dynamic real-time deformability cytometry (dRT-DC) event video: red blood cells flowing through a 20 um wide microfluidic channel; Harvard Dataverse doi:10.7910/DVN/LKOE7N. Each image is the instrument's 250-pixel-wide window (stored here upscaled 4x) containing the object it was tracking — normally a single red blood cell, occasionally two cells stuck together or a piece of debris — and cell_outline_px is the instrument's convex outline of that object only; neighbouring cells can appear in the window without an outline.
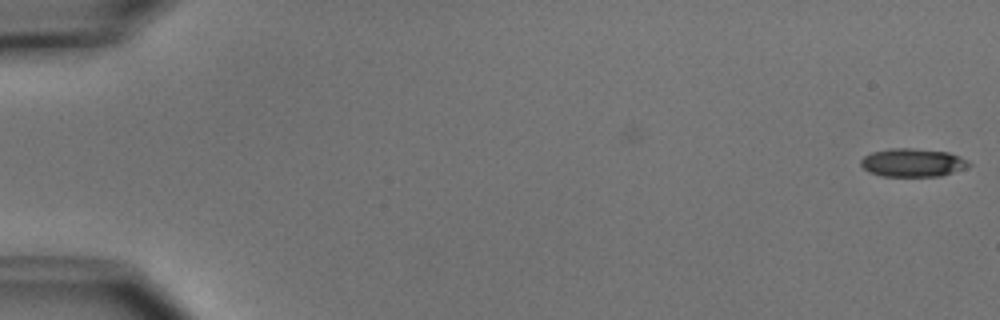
{"species": "common noctule bat (a hibernating species)", "species_latin": "Nyctalus noctula", "temperature_condition": "cold", "stored_images_in_passage": 9, "camera_frame_rate_fps": 3000, "um_per_image_px": 0.085, "animal": {"sex": "male", "body_mass_g": 15.6}, "frame": {"image": 1, "passage_image": 1, "time_ms": 0.0, "image_size_px": [1000, 320], "cell_outline_px": [[972, 164], [964, 168], [940, 176], [880, 176], [868, 172], [860, 164], [860, 160], [864, 156], [872, 152], [888, 148], [912, 148], [948, 152], [960, 156], [968, 160]], "centroid_in_image_um": [77.55, 13.82], "position_along_channel_um": 7.4, "area_um2": 17.86}}